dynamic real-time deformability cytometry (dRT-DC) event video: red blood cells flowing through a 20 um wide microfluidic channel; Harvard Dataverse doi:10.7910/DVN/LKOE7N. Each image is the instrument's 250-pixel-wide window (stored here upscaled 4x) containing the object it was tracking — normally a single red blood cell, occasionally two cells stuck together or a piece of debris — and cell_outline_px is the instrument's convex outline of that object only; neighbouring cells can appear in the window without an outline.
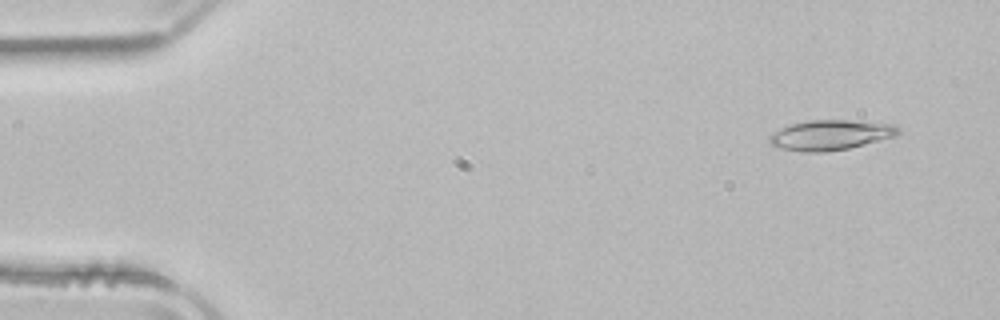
{"species": "common noctule bat (a hibernating species)", "species_latin": "Nyctalus noctula", "temperature_condition": "room temperature", "stored_images_in_passage": 49, "camera_frame_rate_fps": 3000, "um_per_image_px": 0.085, "animal": {"sex": "male", "body_mass_g": 21.5, "forearm_length_mm": 52.0}, "frame": {"image": 1, "passage_image": 2, "time_ms": 0.333, "image_size_px": [1000, 320], "cell_outline_px": [[900, 132], [892, 136], [864, 144], [848, 148], [824, 152], [804, 152], [784, 148], [772, 144], [768, 140], [768, 136], [772, 132], [788, 124], [808, 120], [848, 120], [896, 124], [900, 128]], "centroid_in_image_um": [70.56, 11.45], "position_along_channel_um": 14.4, "area_um2": 22.43}}
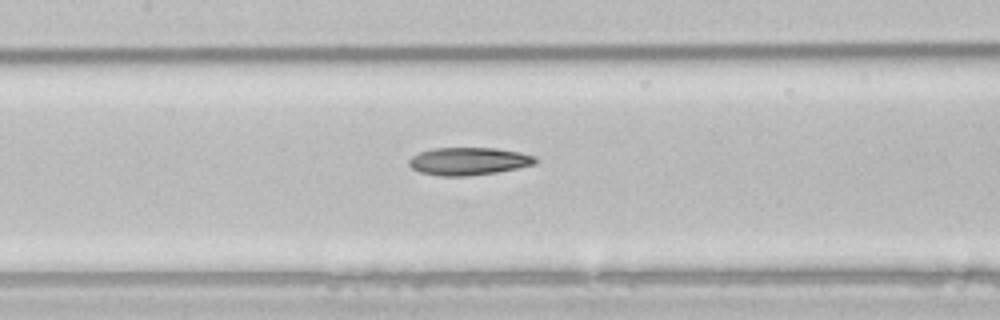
{"frame": {"image": 2, "passage_image": 22, "time_ms": 7.0, "image_size_px": [1000, 320], "cell_outline_px": [[540, 160], [536, 164], [496, 172], [468, 176], [440, 176], [420, 172], [412, 168], [408, 164], [408, 160], [412, 156], [420, 152], [432, 148], [496, 148], [520, 152], [536, 156]], "centroid_in_image_um": [39.85, 13.7], "position_along_channel_um": 167.5, "area_um2": 20.52}}
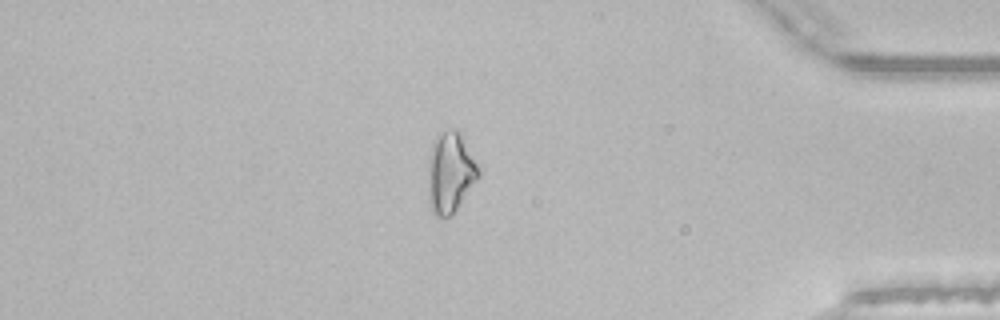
{"frame": {"image": 3, "passage_image": 42, "time_ms": 13.667, "image_size_px": [1000, 320], "cell_outline_px": [[480, 176], [456, 208], [448, 216], [436, 216], [432, 212], [428, 200], [428, 156], [432, 140], [436, 136], [448, 128], [456, 128], [460, 132], [480, 168]], "centroid_in_image_um": [38.25, 14.6], "position_along_channel_um": 397.0, "area_um2": 23.87}, "authors_computed_cell_mechanics": {"area_um2": 21.2126, "velocity_mm_per_s": 3.9539, "shape_relaxation_time_tau1_ms": 7.3305, "shape_relaxation_time_tau2_ms": 8.9876, "deformation_change_tau1": 0.1951, "deformation_change_tau2": 0.228}}